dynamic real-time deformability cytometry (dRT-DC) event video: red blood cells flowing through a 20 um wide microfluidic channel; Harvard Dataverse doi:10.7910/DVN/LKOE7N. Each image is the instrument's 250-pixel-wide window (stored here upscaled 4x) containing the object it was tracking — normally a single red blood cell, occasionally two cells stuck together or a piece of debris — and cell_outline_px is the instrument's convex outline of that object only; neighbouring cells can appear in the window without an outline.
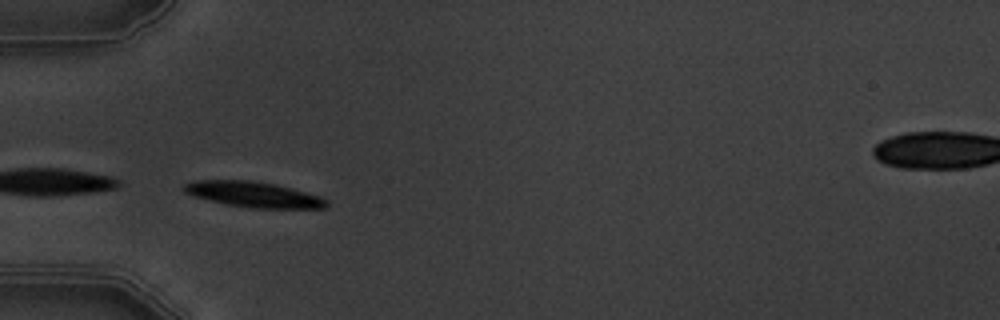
{"species": "common noctule bat (a hibernating species)", "species_latin": "Nyctalus noctula", "temperature_condition": "warm", "stored_images_in_passage": 5, "camera_frame_rate_fps": 3000, "um_per_image_px": 0.085, "animal": {"sex": "male", "body_mass_g": 19.5, "forearm_length_mm": 54.6}, "frame": {"image": 1, "passage_image": 4, "time_ms": 3.333, "image_size_px": [1000, 320], "cell_outline_px": [[328, 204], [324, 208], [252, 208], [224, 204], [192, 196], [184, 192], [184, 184], [192, 180], [252, 180], [276, 184], [320, 196], [328, 200]], "centroid_in_image_um": [21.52, 16.52], "position_along_channel_um": 63.5, "area_um2": 21.33}}